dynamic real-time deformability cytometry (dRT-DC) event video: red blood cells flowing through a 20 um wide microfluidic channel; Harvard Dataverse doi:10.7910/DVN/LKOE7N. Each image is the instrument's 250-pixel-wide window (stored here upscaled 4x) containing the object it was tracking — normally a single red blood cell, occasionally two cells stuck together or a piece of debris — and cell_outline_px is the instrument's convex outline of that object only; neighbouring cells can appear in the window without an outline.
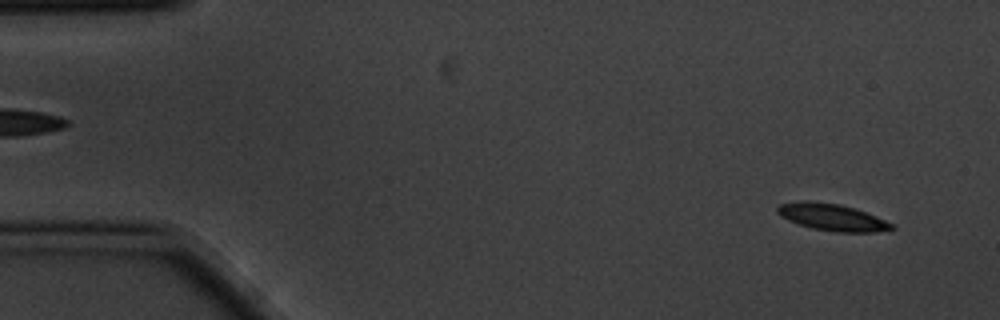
{"species": "common noctule bat (a hibernating species)", "species_latin": "Nyctalus noctula", "temperature_condition": "cold", "stored_images_in_passage": 5, "segment_of_instrument_passage": [1, 2], "camera_frame_rate_fps": 3000, "um_per_image_px": 0.085, "animal": {"sex": "male", "body_mass_g": 20.1, "forearm_length_mm": 53.5}, "frame": {"image": 1, "passage_image": 1, "time_ms": 0.0, "image_size_px": [1000, 320], "cell_outline_px": [[896, 228], [876, 232], [836, 232], [812, 228], [788, 220], [780, 216], [776, 212], [776, 208], [780, 204], [804, 200], [840, 204], [876, 216], [892, 224]], "centroid_in_image_um": [70.69, 18.46], "position_along_channel_um": 14.3, "area_um2": 17.69}}
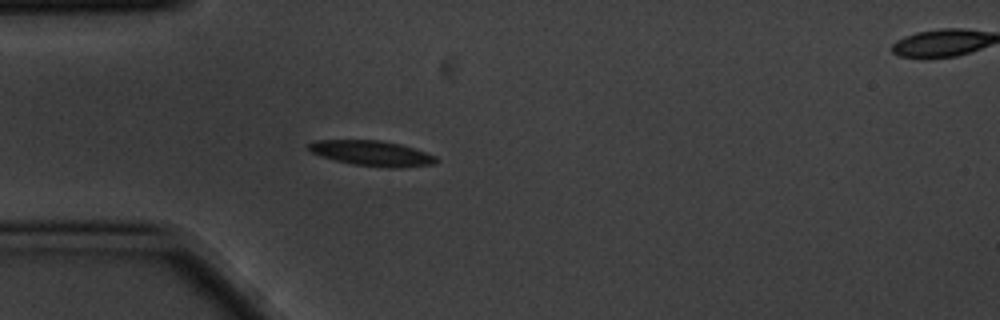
{"frame": {"image": 2, "passage_image": 4, "time_ms": 1.0, "image_size_px": [1000, 320], "cell_outline_px": [[436, 160], [432, 164], [400, 168], [388, 168], [352, 164], [320, 156], [312, 152], [308, 148], [308, 144], [312, 140], [380, 140], [400, 144], [436, 156]], "centroid_in_image_um": [31.57, 13.03], "position_along_channel_um": 53.4, "area_um2": 18.61}}